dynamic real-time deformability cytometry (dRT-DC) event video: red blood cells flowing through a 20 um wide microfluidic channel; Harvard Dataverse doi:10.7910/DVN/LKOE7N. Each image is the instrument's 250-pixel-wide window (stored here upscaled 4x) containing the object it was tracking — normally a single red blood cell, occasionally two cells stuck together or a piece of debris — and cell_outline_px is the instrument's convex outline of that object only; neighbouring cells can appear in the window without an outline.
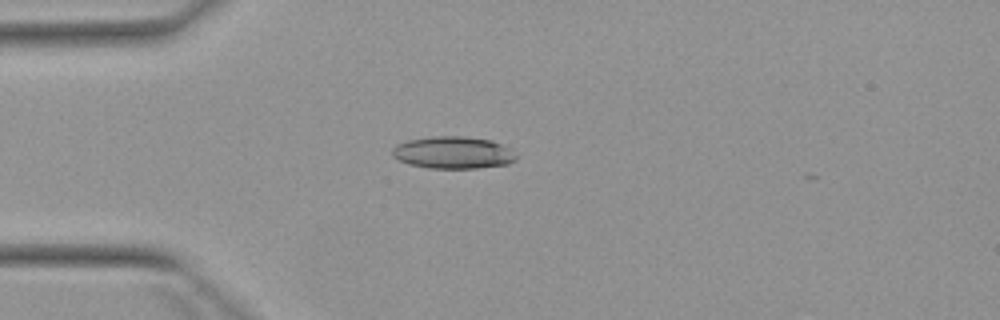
{"species": "Egyptian fruit bat (a non-hibernating species)", "species_latin": "Rousettus aegyptiacus", "temperature_condition": "warm", "stored_images_in_passage": 5, "camera_frame_rate_fps": 3000, "um_per_image_px": 0.085, "animal": {"sex": "female"}, "frame": {"image": 1, "passage_image": 4, "time_ms": 3.667, "image_size_px": [1000, 320], "cell_outline_px": [[516, 160], [508, 164], [476, 168], [428, 168], [408, 164], [392, 156], [392, 148], [396, 144], [408, 140], [436, 136], [464, 136], [492, 140], [512, 148], [516, 152]], "centroid_in_image_um": [38.55, 12.97], "position_along_channel_um": 46.5, "area_um2": 23.47}}